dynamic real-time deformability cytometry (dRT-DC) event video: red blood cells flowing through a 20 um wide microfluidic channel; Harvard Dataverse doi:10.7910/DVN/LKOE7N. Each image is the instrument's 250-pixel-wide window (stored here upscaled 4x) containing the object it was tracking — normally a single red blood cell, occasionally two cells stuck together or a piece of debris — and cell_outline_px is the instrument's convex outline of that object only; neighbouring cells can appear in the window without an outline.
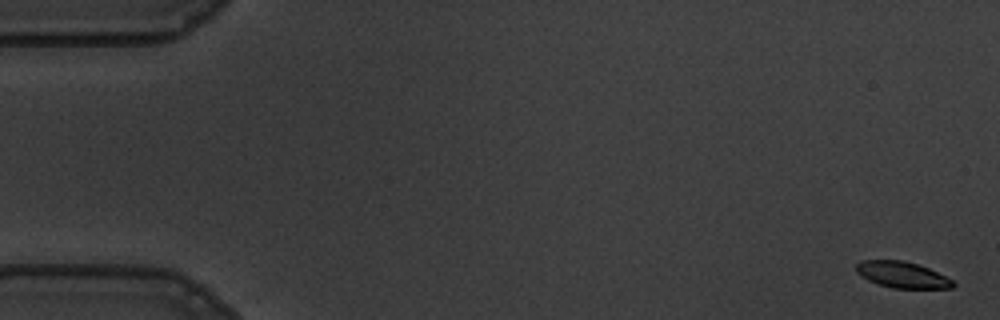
{"species": "common noctule bat (a hibernating species)", "species_latin": "Nyctalus noctula", "temperature_condition": "warm", "stored_images_in_passage": 58, "camera_frame_rate_fps": 3000, "um_per_image_px": 0.085, "animal": {"sex": "male", "body_mass_g": 19.5, "forearm_length_mm": 54.6}, "frame": {"image": 1, "passage_image": 2, "time_ms": 0.333, "image_size_px": [1000, 320], "cell_outline_px": [[956, 284], [952, 288], [892, 288], [868, 280], [856, 272], [856, 264], [860, 260], [904, 260], [928, 268], [952, 280]], "centroid_in_image_um": [76.66, 23.35], "position_along_channel_um": 8.3, "area_um2": 14.62}}
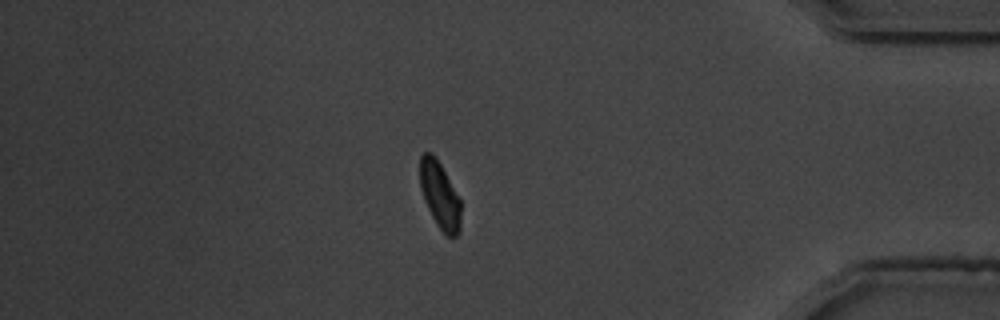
{"frame": {"image": 2, "passage_image": 50, "time_ms": 16.333, "image_size_px": [1000, 320], "cell_outline_px": [[460, 232], [456, 236], [448, 236], [436, 224], [424, 200], [420, 188], [420, 156], [424, 152], [432, 152], [440, 164], [460, 200]], "centroid_in_image_um": [37.37, 16.58], "position_along_channel_um": 397.8, "area_um2": 15.66}}
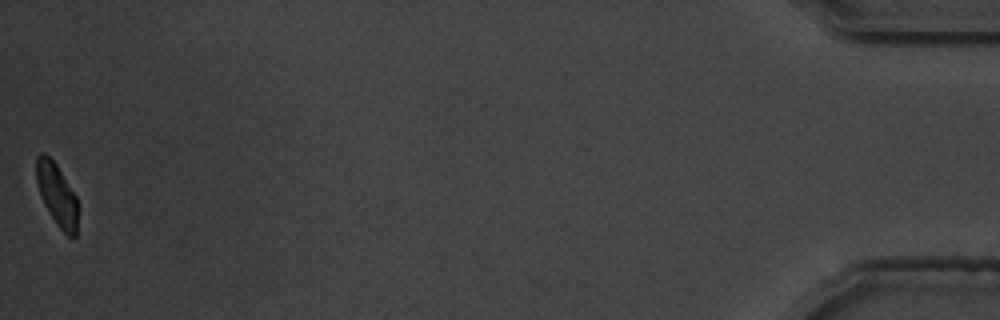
{"frame": {"image": 3, "passage_image": 58, "time_ms": 19.0, "image_size_px": [1000, 320], "cell_outline_px": [[76, 236], [68, 236], [56, 224], [44, 204], [36, 180], [36, 156], [40, 152], [44, 152], [56, 164], [76, 196]], "centroid_in_image_um": [4.8, 16.5], "position_along_channel_um": 430.4, "area_um2": 14.68}, "authors_computed_cell_mechanics": {"area_um2": 16.5308, "velocity_mm_per_s": 3.539, "shape_relaxation_time_tau1_ms": 3.7831, "shape_relaxation_time_tau2_ms": null, "deformation_change_tau1": 0.1493, "deformation_change_tau2": null}}